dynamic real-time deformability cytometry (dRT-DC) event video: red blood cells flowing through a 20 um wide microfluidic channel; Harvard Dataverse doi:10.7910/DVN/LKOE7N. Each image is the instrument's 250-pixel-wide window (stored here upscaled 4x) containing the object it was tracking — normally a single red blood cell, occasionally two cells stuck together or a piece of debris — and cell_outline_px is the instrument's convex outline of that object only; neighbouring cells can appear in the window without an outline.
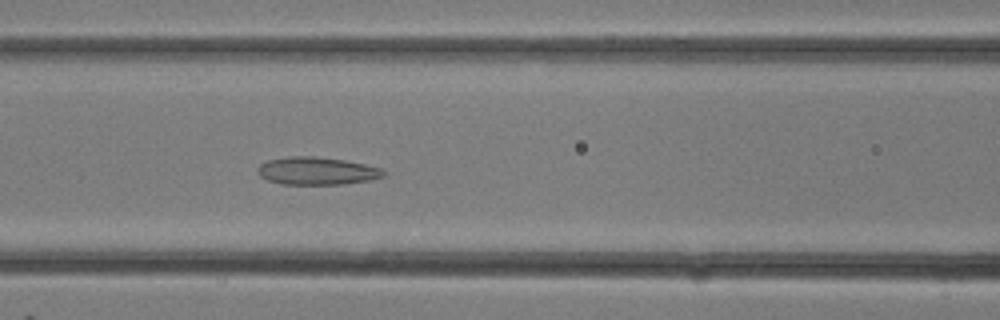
{"species": "common noctule bat (a hibernating species)", "species_latin": "Nyctalus noctula", "temperature_condition": "room temperature", "stored_images_in_passage": 12, "camera_frame_rate_fps": 3000, "um_per_image_px": 0.085, "animal": {"sex": "female"}, "frame": {"image": 1, "passage_image": 12, "time_ms": 3.667, "image_size_px": [1000, 320], "cell_outline_px": [[388, 172], [384, 176], [372, 180], [344, 184], [280, 184], [268, 180], [260, 176], [256, 172], [256, 168], [260, 164], [268, 160], [288, 156], [316, 156], [344, 160], [384, 168]], "centroid_in_image_um": [26.96, 14.53], "position_along_channel_um": 139.6, "area_um2": 20.63}}